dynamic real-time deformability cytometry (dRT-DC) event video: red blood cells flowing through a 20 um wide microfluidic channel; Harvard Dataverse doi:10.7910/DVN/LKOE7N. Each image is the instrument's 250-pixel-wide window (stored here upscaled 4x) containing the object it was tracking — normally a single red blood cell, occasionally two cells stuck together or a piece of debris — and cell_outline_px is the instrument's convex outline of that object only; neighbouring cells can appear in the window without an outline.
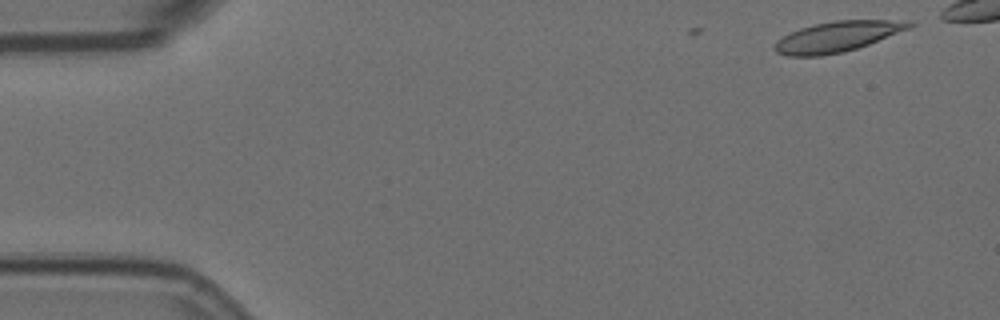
{"species": "Egyptian fruit bat (a non-hibernating species)", "species_latin": "Rousettus aegyptiacus", "temperature_condition": "room temperature", "stored_images_in_passage": 5, "camera_frame_rate_fps": 3000, "um_per_image_px": 0.085, "animal": {"sex": "female"}, "frame": {"image": 1, "passage_image": 1, "time_ms": 0.0, "image_size_px": [1000, 320], "cell_outline_px": [[916, 24], [908, 28], [868, 44], [844, 52], [820, 56], [788, 56], [776, 52], [772, 48], [776, 40], [800, 28], [816, 24], [836, 20], [912, 20]], "centroid_in_image_um": [71.15, 3.11], "position_along_channel_um": 13.9, "area_um2": 23.7}}
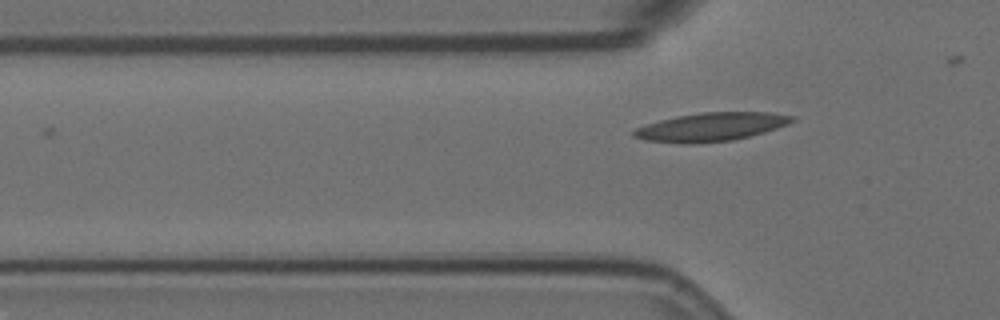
{"frame": {"image": 2, "passage_image": 5, "time_ms": 1.333, "image_size_px": [1000, 320], "cell_outline_px": [[796, 120], [788, 124], [764, 132], [732, 140], [680, 144], [644, 140], [632, 136], [632, 132], [636, 128], [660, 120], [676, 116], [700, 112], [768, 112], [796, 116]], "centroid_in_image_um": [60.44, 10.78], "position_along_channel_um": 65.4, "area_um2": 26.18}}